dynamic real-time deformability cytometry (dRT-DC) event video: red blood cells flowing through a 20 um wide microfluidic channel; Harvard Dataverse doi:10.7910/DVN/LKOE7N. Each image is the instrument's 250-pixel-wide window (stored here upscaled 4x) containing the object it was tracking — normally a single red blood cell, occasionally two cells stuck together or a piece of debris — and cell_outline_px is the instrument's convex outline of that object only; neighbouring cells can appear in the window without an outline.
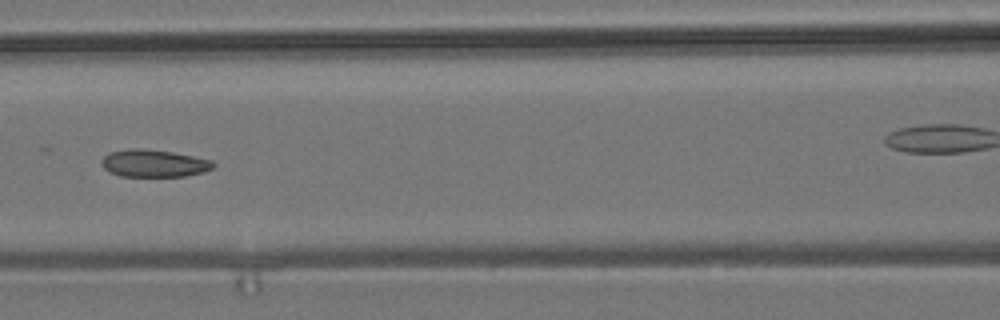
{"species": "common noctule bat (a hibernating species)", "species_latin": "Nyctalus noctula", "temperature_condition": "room temperature", "stored_images_in_passage": 7, "camera_frame_rate_fps": 3000, "um_per_image_px": 0.085, "animal": {"sex": "male", "body_mass_g": 19.2, "forearm_length_mm": 51.8}, "frame": {"image": 1, "passage_image": 6, "time_ms": 6.667, "image_size_px": [1000, 320], "cell_outline_px": [[216, 164], [212, 168], [204, 172], [184, 176], [120, 176], [104, 168], [100, 160], [108, 152], [128, 148], [140, 148], [172, 152], [212, 160]], "centroid_in_image_um": [13.07, 13.87], "position_along_channel_um": 153.5, "area_um2": 17.8}}